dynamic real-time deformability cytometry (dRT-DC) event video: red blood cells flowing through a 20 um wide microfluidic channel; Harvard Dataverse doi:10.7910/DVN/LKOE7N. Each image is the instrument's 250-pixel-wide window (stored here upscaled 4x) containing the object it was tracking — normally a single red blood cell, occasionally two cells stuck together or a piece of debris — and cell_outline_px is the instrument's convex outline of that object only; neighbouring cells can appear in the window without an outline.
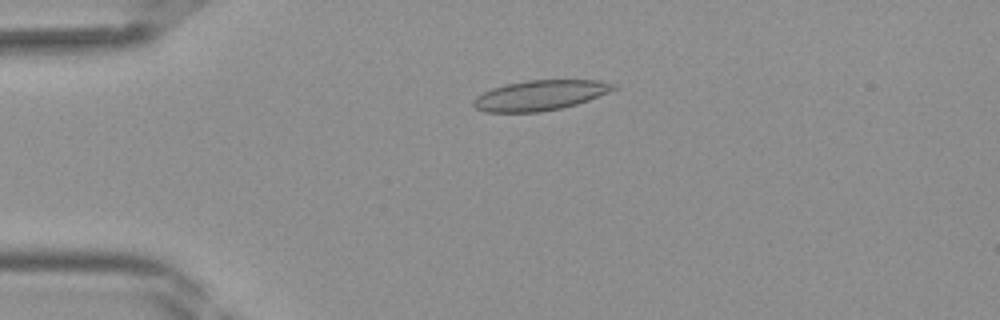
{"species": "Egyptian fruit bat (a non-hibernating species)", "species_latin": "Rousettus aegyptiacus", "temperature_condition": "room temperature", "stored_images_in_passage": 41, "camera_frame_rate_fps": 3000, "um_per_image_px": 0.085, "frame": {"image": 1, "passage_image": 10, "time_ms": 3.0, "image_size_px": [1000, 320], "cell_outline_px": [[616, 88], [608, 92], [588, 100], [576, 104], [560, 108], [540, 112], [484, 112], [476, 108], [472, 104], [472, 100], [476, 96], [492, 88], [504, 84], [528, 80], [596, 80], [616, 84]], "centroid_in_image_um": [45.86, 8.1], "position_along_channel_um": 39.1, "area_um2": 24.51}}
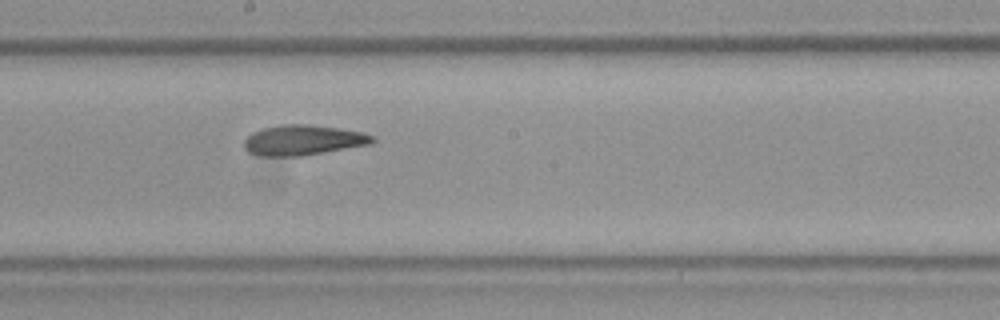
{"frame": {"image": 2, "passage_image": 23, "time_ms": 7.333, "image_size_px": [1000, 320], "cell_outline_px": [[376, 140], [372, 144], [304, 156], [264, 156], [248, 152], [244, 148], [244, 140], [252, 132], [260, 128], [280, 124], [308, 124], [340, 128], [360, 132], [376, 136]], "centroid_in_image_um": [25.78, 11.91], "position_along_channel_um": 222.4, "area_um2": 22.95}}
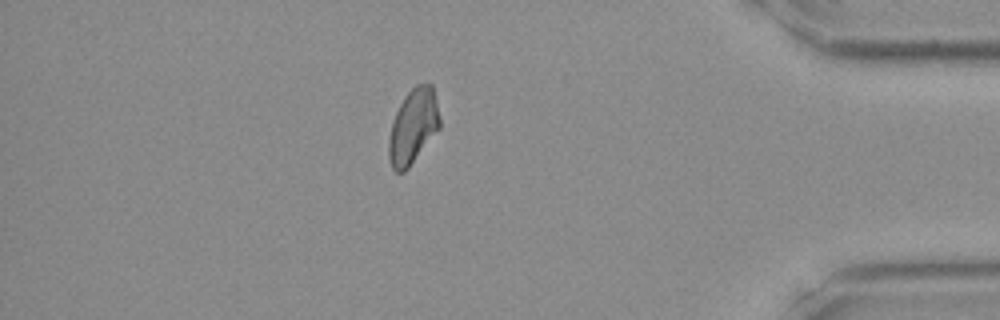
{"frame": {"image": 3, "passage_image": 36, "time_ms": 11.667, "image_size_px": [1000, 320], "cell_outline_px": [[440, 128], [408, 168], [404, 172], [396, 172], [392, 168], [388, 156], [388, 140], [392, 120], [404, 96], [416, 84], [432, 84], [440, 116]], "centroid_in_image_um": [35.1, 10.75], "position_along_channel_um": 400.1, "area_um2": 22.25}}